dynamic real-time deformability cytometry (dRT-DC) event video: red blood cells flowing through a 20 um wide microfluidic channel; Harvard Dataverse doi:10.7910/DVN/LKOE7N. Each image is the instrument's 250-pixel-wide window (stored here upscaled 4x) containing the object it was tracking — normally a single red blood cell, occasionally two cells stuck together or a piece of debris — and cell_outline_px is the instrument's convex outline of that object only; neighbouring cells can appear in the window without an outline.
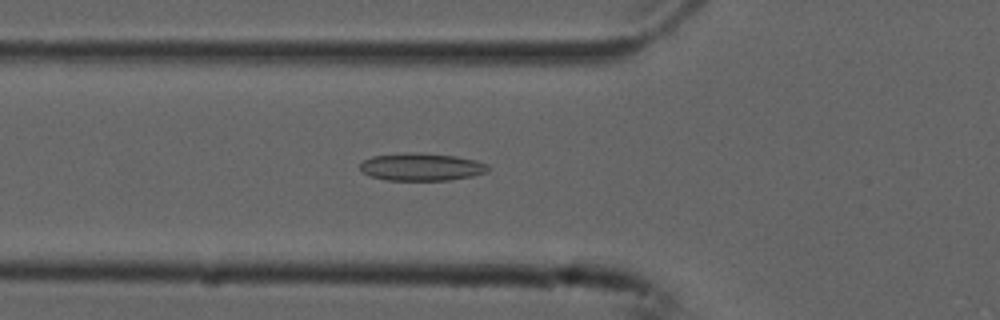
{"species": "common noctule bat (a hibernating species)", "species_latin": "Nyctalus noctula", "temperature_condition": "cold", "stored_images_in_passage": 41, "camera_frame_rate_fps": 3000, "um_per_image_px": 0.085, "animal": {"sex": "male", "forearm_length_mm": 52.5}, "frame": {"image": 1, "passage_image": 6, "time_ms": 1.667, "image_size_px": [1000, 320], "cell_outline_px": [[492, 168], [488, 172], [472, 176], [448, 180], [384, 180], [372, 176], [364, 172], [360, 168], [360, 164], [364, 160], [372, 156], [404, 152], [412, 152], [456, 156], [476, 160], [488, 164]], "centroid_in_image_um": [35.87, 14.18], "position_along_channel_um": 89.9, "area_um2": 20.69}}
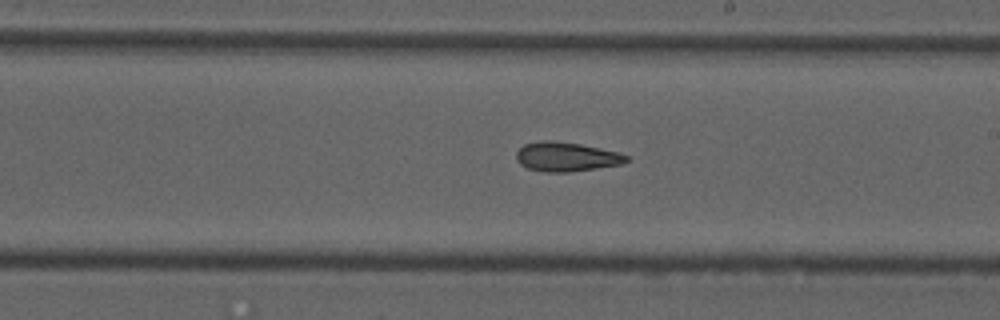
{"frame": {"image": 2, "passage_image": 18, "time_ms": 5.667, "image_size_px": [1000, 320], "cell_outline_px": [[628, 160], [620, 164], [568, 172], [544, 172], [528, 168], [520, 164], [516, 160], [516, 152], [524, 144], [540, 140], [552, 140], [580, 144], [600, 148], [616, 152], [628, 156]], "centroid_in_image_um": [48.07, 13.31], "position_along_channel_um": 240.9, "area_um2": 18.61}}
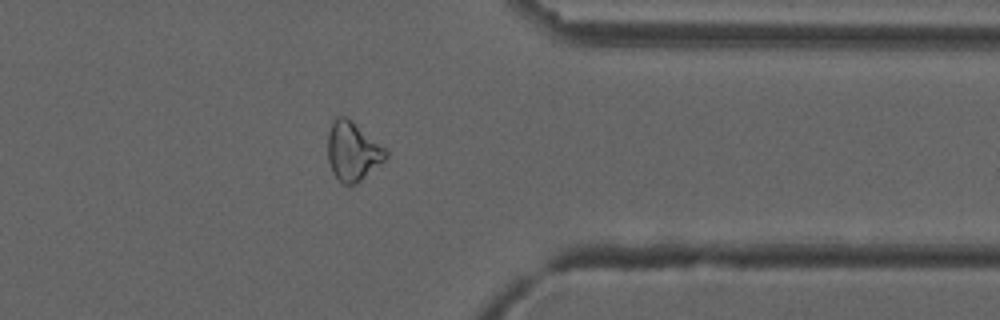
{"frame": {"image": 3, "passage_image": 30, "time_ms": 9.667, "image_size_px": [1000, 320], "cell_outline_px": [[388, 156], [384, 160], [356, 184], [344, 184], [332, 172], [328, 160], [328, 132], [332, 120], [336, 116], [344, 116], [388, 148]], "centroid_in_image_um": [29.99, 12.84], "position_along_channel_um": 381.4, "area_um2": 19.83}, "authors_computed_cell_mechanics": {"area_um2": 19.8254, "velocity_mm_per_s": 3.7616, "shape_relaxation_time_tau1_ms": null, "shape_relaxation_time_tau2_ms": 6.1123, "deformation_change_tau1": null, "deformation_change_tau2": 0.1713}}